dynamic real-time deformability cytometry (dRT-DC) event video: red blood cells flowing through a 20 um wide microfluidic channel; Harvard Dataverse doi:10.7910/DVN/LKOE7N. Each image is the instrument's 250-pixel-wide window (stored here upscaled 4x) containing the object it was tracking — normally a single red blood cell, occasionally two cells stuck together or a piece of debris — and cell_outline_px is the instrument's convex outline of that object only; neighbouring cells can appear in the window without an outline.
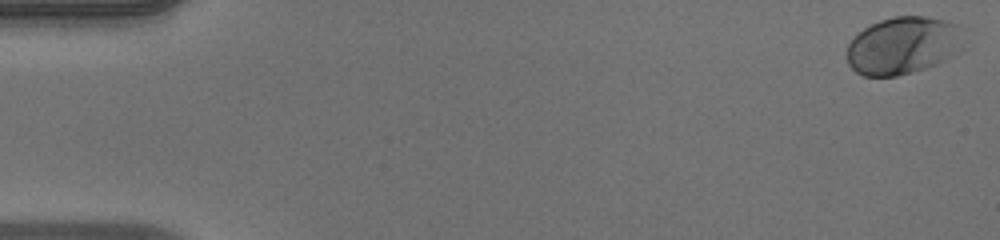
{"species": "human", "species_latin": "Homo sapiens", "temperature_condition": "warm", "stored_images_in_passage": 52, "camera_frame_rate_fps": 3000, "um_per_image_px": 0.085, "donor": {"sex": "male"}, "frame": {"image": 1, "passage_image": 1, "time_ms": 0.0, "image_size_px": [1000, 240], "cell_outline_px": [[956, 24], [952, 52], [944, 60], [936, 64], [912, 72], [896, 76], [864, 76], [856, 72], [848, 64], [848, 44], [864, 28], [880, 20], [892, 16], [924, 16], [944, 20]], "centroid_in_image_um": [76.57, 3.88], "position_along_channel_um": 8.4, "area_um2": 37.34}}
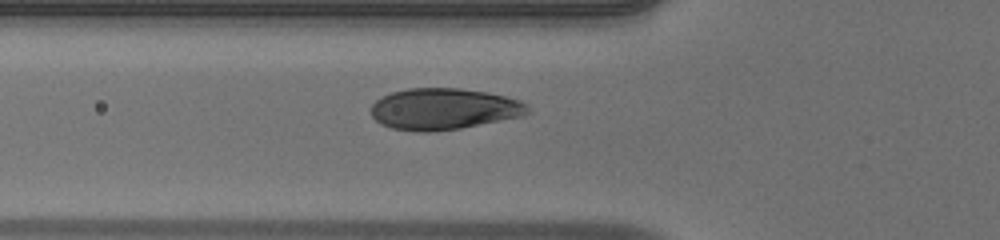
{"frame": {"image": 2, "passage_image": 19, "time_ms": 6.0, "image_size_px": [1000, 240], "cell_outline_px": [[528, 112], [524, 116], [460, 128], [428, 132], [416, 132], [392, 128], [380, 124], [372, 116], [372, 104], [380, 96], [392, 92], [408, 88], [460, 88], [484, 92], [504, 96], [520, 100], [528, 104]], "centroid_in_image_um": [37.7, 9.26], "position_along_channel_um": 88.1, "area_um2": 37.8}}
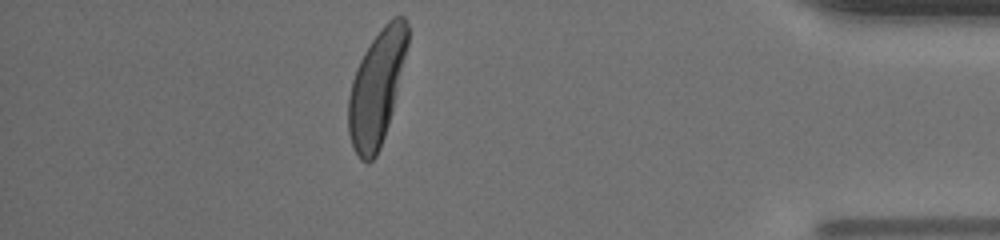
{"frame": {"image": 3, "passage_image": 46, "time_ms": 15.0, "image_size_px": [1000, 240], "cell_outline_px": [[408, 44], [392, 112], [380, 148], [376, 156], [368, 164], [360, 160], [352, 148], [348, 132], [348, 96], [352, 80], [356, 68], [364, 52], [372, 40], [384, 24], [392, 16], [404, 16], [408, 24]], "centroid_in_image_um": [32.0, 7.48], "position_along_channel_um": 403.2, "area_um2": 39.54}, "authors_computed_cell_mechanics": {"area_um2": 38.726, "velocity_mm_per_s": 3.9529, "shape_relaxation_time_tau1_ms": 1.7578, "shape_relaxation_time_tau2_ms": null, "deformation_change_tau1": 0.1532, "deformation_change_tau2": null}}